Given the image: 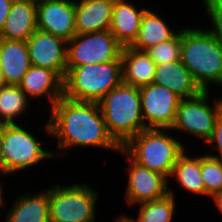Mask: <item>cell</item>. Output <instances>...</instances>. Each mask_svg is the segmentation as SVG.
Returning a JSON list of instances; mask_svg holds the SVG:
<instances>
[{"instance_id": "cell-1", "label": "cell", "mask_w": 222, "mask_h": 222, "mask_svg": "<svg viewBox=\"0 0 222 222\" xmlns=\"http://www.w3.org/2000/svg\"><path fill=\"white\" fill-rule=\"evenodd\" d=\"M50 109L43 129L57 139L56 149L99 147L119 153L121 147L110 136L97 102L61 97Z\"/></svg>"}, {"instance_id": "cell-2", "label": "cell", "mask_w": 222, "mask_h": 222, "mask_svg": "<svg viewBox=\"0 0 222 222\" xmlns=\"http://www.w3.org/2000/svg\"><path fill=\"white\" fill-rule=\"evenodd\" d=\"M180 59L203 91L222 88V45L207 29H181Z\"/></svg>"}, {"instance_id": "cell-3", "label": "cell", "mask_w": 222, "mask_h": 222, "mask_svg": "<svg viewBox=\"0 0 222 222\" xmlns=\"http://www.w3.org/2000/svg\"><path fill=\"white\" fill-rule=\"evenodd\" d=\"M98 104L110 136L121 148L133 136L146 129L139 88L122 82Z\"/></svg>"}, {"instance_id": "cell-4", "label": "cell", "mask_w": 222, "mask_h": 222, "mask_svg": "<svg viewBox=\"0 0 222 222\" xmlns=\"http://www.w3.org/2000/svg\"><path fill=\"white\" fill-rule=\"evenodd\" d=\"M169 131L171 129L146 128L121 149L134 162L170 180L177 158L186 148Z\"/></svg>"}, {"instance_id": "cell-5", "label": "cell", "mask_w": 222, "mask_h": 222, "mask_svg": "<svg viewBox=\"0 0 222 222\" xmlns=\"http://www.w3.org/2000/svg\"><path fill=\"white\" fill-rule=\"evenodd\" d=\"M122 82V61L67 67L63 80V96L98 103Z\"/></svg>"}, {"instance_id": "cell-6", "label": "cell", "mask_w": 222, "mask_h": 222, "mask_svg": "<svg viewBox=\"0 0 222 222\" xmlns=\"http://www.w3.org/2000/svg\"><path fill=\"white\" fill-rule=\"evenodd\" d=\"M35 135L19 123L0 125V167L3 176L36 166L40 161L57 155L45 150Z\"/></svg>"}, {"instance_id": "cell-7", "label": "cell", "mask_w": 222, "mask_h": 222, "mask_svg": "<svg viewBox=\"0 0 222 222\" xmlns=\"http://www.w3.org/2000/svg\"><path fill=\"white\" fill-rule=\"evenodd\" d=\"M98 192L88 184L49 188L50 222H96Z\"/></svg>"}, {"instance_id": "cell-8", "label": "cell", "mask_w": 222, "mask_h": 222, "mask_svg": "<svg viewBox=\"0 0 222 222\" xmlns=\"http://www.w3.org/2000/svg\"><path fill=\"white\" fill-rule=\"evenodd\" d=\"M209 92L181 99L171 131H184L207 142L213 134L216 119L222 110V97L209 104ZM212 106V107H211Z\"/></svg>"}, {"instance_id": "cell-9", "label": "cell", "mask_w": 222, "mask_h": 222, "mask_svg": "<svg viewBox=\"0 0 222 222\" xmlns=\"http://www.w3.org/2000/svg\"><path fill=\"white\" fill-rule=\"evenodd\" d=\"M122 48L110 30L75 34L67 42V67L122 61Z\"/></svg>"}, {"instance_id": "cell-10", "label": "cell", "mask_w": 222, "mask_h": 222, "mask_svg": "<svg viewBox=\"0 0 222 222\" xmlns=\"http://www.w3.org/2000/svg\"><path fill=\"white\" fill-rule=\"evenodd\" d=\"M139 90L145 127L171 129L182 98L169 88L153 83Z\"/></svg>"}, {"instance_id": "cell-11", "label": "cell", "mask_w": 222, "mask_h": 222, "mask_svg": "<svg viewBox=\"0 0 222 222\" xmlns=\"http://www.w3.org/2000/svg\"><path fill=\"white\" fill-rule=\"evenodd\" d=\"M119 153L127 157L129 166L125 168L128 173L125 195L127 205L135 206V204L158 200L169 194L170 181L165 176L134 162L122 149Z\"/></svg>"}, {"instance_id": "cell-12", "label": "cell", "mask_w": 222, "mask_h": 222, "mask_svg": "<svg viewBox=\"0 0 222 222\" xmlns=\"http://www.w3.org/2000/svg\"><path fill=\"white\" fill-rule=\"evenodd\" d=\"M26 43L32 66L51 69L64 80L67 73V41L36 30Z\"/></svg>"}, {"instance_id": "cell-13", "label": "cell", "mask_w": 222, "mask_h": 222, "mask_svg": "<svg viewBox=\"0 0 222 222\" xmlns=\"http://www.w3.org/2000/svg\"><path fill=\"white\" fill-rule=\"evenodd\" d=\"M37 30L70 41L76 34L75 0H36Z\"/></svg>"}, {"instance_id": "cell-14", "label": "cell", "mask_w": 222, "mask_h": 222, "mask_svg": "<svg viewBox=\"0 0 222 222\" xmlns=\"http://www.w3.org/2000/svg\"><path fill=\"white\" fill-rule=\"evenodd\" d=\"M18 86L31 100L46 96L50 108L63 97V79L48 68L31 66Z\"/></svg>"}, {"instance_id": "cell-15", "label": "cell", "mask_w": 222, "mask_h": 222, "mask_svg": "<svg viewBox=\"0 0 222 222\" xmlns=\"http://www.w3.org/2000/svg\"><path fill=\"white\" fill-rule=\"evenodd\" d=\"M115 0H75L76 34L110 29Z\"/></svg>"}, {"instance_id": "cell-16", "label": "cell", "mask_w": 222, "mask_h": 222, "mask_svg": "<svg viewBox=\"0 0 222 222\" xmlns=\"http://www.w3.org/2000/svg\"><path fill=\"white\" fill-rule=\"evenodd\" d=\"M36 0H14L0 38L27 41L37 30Z\"/></svg>"}, {"instance_id": "cell-17", "label": "cell", "mask_w": 222, "mask_h": 222, "mask_svg": "<svg viewBox=\"0 0 222 222\" xmlns=\"http://www.w3.org/2000/svg\"><path fill=\"white\" fill-rule=\"evenodd\" d=\"M153 84L169 88L182 99L195 97L203 91L181 59L156 64Z\"/></svg>"}, {"instance_id": "cell-18", "label": "cell", "mask_w": 222, "mask_h": 222, "mask_svg": "<svg viewBox=\"0 0 222 222\" xmlns=\"http://www.w3.org/2000/svg\"><path fill=\"white\" fill-rule=\"evenodd\" d=\"M126 0H115L112 10L110 32L123 46H131L137 39L141 19L146 8L137 9Z\"/></svg>"}, {"instance_id": "cell-19", "label": "cell", "mask_w": 222, "mask_h": 222, "mask_svg": "<svg viewBox=\"0 0 222 222\" xmlns=\"http://www.w3.org/2000/svg\"><path fill=\"white\" fill-rule=\"evenodd\" d=\"M31 66L26 41L0 38V67L6 85H18Z\"/></svg>"}, {"instance_id": "cell-20", "label": "cell", "mask_w": 222, "mask_h": 222, "mask_svg": "<svg viewBox=\"0 0 222 222\" xmlns=\"http://www.w3.org/2000/svg\"><path fill=\"white\" fill-rule=\"evenodd\" d=\"M44 190L16 198L6 213L5 222H50L49 188Z\"/></svg>"}, {"instance_id": "cell-21", "label": "cell", "mask_w": 222, "mask_h": 222, "mask_svg": "<svg viewBox=\"0 0 222 222\" xmlns=\"http://www.w3.org/2000/svg\"><path fill=\"white\" fill-rule=\"evenodd\" d=\"M123 83L141 88L153 83L156 64L145 51L125 46L121 51Z\"/></svg>"}, {"instance_id": "cell-22", "label": "cell", "mask_w": 222, "mask_h": 222, "mask_svg": "<svg viewBox=\"0 0 222 222\" xmlns=\"http://www.w3.org/2000/svg\"><path fill=\"white\" fill-rule=\"evenodd\" d=\"M177 32L170 26L168 27L161 16L147 9L141 19L138 37L131 47L139 51H146L158 43L171 39Z\"/></svg>"}, {"instance_id": "cell-23", "label": "cell", "mask_w": 222, "mask_h": 222, "mask_svg": "<svg viewBox=\"0 0 222 222\" xmlns=\"http://www.w3.org/2000/svg\"><path fill=\"white\" fill-rule=\"evenodd\" d=\"M170 177L184 190L205 196V186L201 175V156H187L186 149L178 156Z\"/></svg>"}, {"instance_id": "cell-24", "label": "cell", "mask_w": 222, "mask_h": 222, "mask_svg": "<svg viewBox=\"0 0 222 222\" xmlns=\"http://www.w3.org/2000/svg\"><path fill=\"white\" fill-rule=\"evenodd\" d=\"M31 99L18 85L0 88V125L17 124L18 117L27 111ZM17 118V119H16Z\"/></svg>"}, {"instance_id": "cell-25", "label": "cell", "mask_w": 222, "mask_h": 222, "mask_svg": "<svg viewBox=\"0 0 222 222\" xmlns=\"http://www.w3.org/2000/svg\"><path fill=\"white\" fill-rule=\"evenodd\" d=\"M169 194L165 197L139 203V214L136 219L127 216L131 222H172L176 210L174 191L168 187Z\"/></svg>"}, {"instance_id": "cell-26", "label": "cell", "mask_w": 222, "mask_h": 222, "mask_svg": "<svg viewBox=\"0 0 222 222\" xmlns=\"http://www.w3.org/2000/svg\"><path fill=\"white\" fill-rule=\"evenodd\" d=\"M201 175L205 186V196L211 197L222 190V160L207 153L201 156Z\"/></svg>"}, {"instance_id": "cell-27", "label": "cell", "mask_w": 222, "mask_h": 222, "mask_svg": "<svg viewBox=\"0 0 222 222\" xmlns=\"http://www.w3.org/2000/svg\"><path fill=\"white\" fill-rule=\"evenodd\" d=\"M155 64L180 60L181 30L169 40L158 43L145 51Z\"/></svg>"}, {"instance_id": "cell-28", "label": "cell", "mask_w": 222, "mask_h": 222, "mask_svg": "<svg viewBox=\"0 0 222 222\" xmlns=\"http://www.w3.org/2000/svg\"><path fill=\"white\" fill-rule=\"evenodd\" d=\"M202 2L211 26L214 28L208 29V31L222 45V0H203Z\"/></svg>"}, {"instance_id": "cell-29", "label": "cell", "mask_w": 222, "mask_h": 222, "mask_svg": "<svg viewBox=\"0 0 222 222\" xmlns=\"http://www.w3.org/2000/svg\"><path fill=\"white\" fill-rule=\"evenodd\" d=\"M206 143H208V145L212 144L211 149L215 148L218 150L217 152L218 155L217 154L216 155L208 154V155L222 160V110L216 119L212 137Z\"/></svg>"}, {"instance_id": "cell-30", "label": "cell", "mask_w": 222, "mask_h": 222, "mask_svg": "<svg viewBox=\"0 0 222 222\" xmlns=\"http://www.w3.org/2000/svg\"><path fill=\"white\" fill-rule=\"evenodd\" d=\"M13 1L14 0H0V32L2 31L9 11L11 10Z\"/></svg>"}, {"instance_id": "cell-31", "label": "cell", "mask_w": 222, "mask_h": 222, "mask_svg": "<svg viewBox=\"0 0 222 222\" xmlns=\"http://www.w3.org/2000/svg\"><path fill=\"white\" fill-rule=\"evenodd\" d=\"M210 198H213L214 204L217 205L216 207L222 214V190L215 192Z\"/></svg>"}, {"instance_id": "cell-32", "label": "cell", "mask_w": 222, "mask_h": 222, "mask_svg": "<svg viewBox=\"0 0 222 222\" xmlns=\"http://www.w3.org/2000/svg\"><path fill=\"white\" fill-rule=\"evenodd\" d=\"M115 222H131L129 220V218L125 215H120L119 217H117V219L115 220Z\"/></svg>"}, {"instance_id": "cell-33", "label": "cell", "mask_w": 222, "mask_h": 222, "mask_svg": "<svg viewBox=\"0 0 222 222\" xmlns=\"http://www.w3.org/2000/svg\"><path fill=\"white\" fill-rule=\"evenodd\" d=\"M4 189H3V187L1 186V183H0V208L2 207V206H4V195H3V193L4 192H2Z\"/></svg>"}, {"instance_id": "cell-34", "label": "cell", "mask_w": 222, "mask_h": 222, "mask_svg": "<svg viewBox=\"0 0 222 222\" xmlns=\"http://www.w3.org/2000/svg\"><path fill=\"white\" fill-rule=\"evenodd\" d=\"M6 85V82H5V79H4V76H3V71L0 67V88L5 86Z\"/></svg>"}]
</instances>
